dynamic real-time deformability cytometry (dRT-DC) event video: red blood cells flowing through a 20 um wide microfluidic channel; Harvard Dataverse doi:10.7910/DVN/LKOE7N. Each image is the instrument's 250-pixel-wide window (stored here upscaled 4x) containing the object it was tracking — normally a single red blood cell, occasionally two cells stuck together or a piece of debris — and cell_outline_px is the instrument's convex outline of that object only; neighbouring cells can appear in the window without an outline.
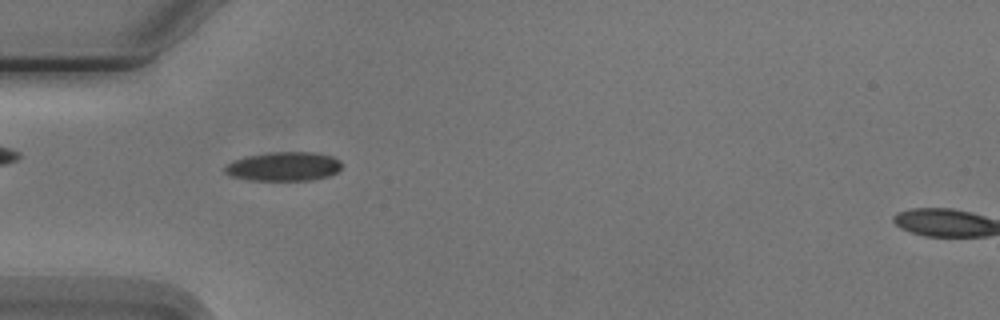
{"species": "Egyptian fruit bat (a non-hibernating species)", "species_latin": "Rousettus aegyptiacus", "temperature_condition": "cold", "stored_images_in_passage": 5, "camera_frame_rate_fps": 3000, "um_per_image_px": 0.085, "animal": {"sex": "male"}, "frame": {"image": 1, "passage_image": 4, "time_ms": 3.667, "image_size_px": [1000, 320], "cell_outline_px": [[340, 168], [336, 172], [328, 176], [312, 180], [248, 180], [232, 176], [224, 172], [224, 168], [232, 160], [248, 156], [272, 152], [312, 152], [332, 156], [340, 160]], "centroid_in_image_um": [24.1, 14.15], "position_along_channel_um": 60.9, "area_um2": 19.65}}
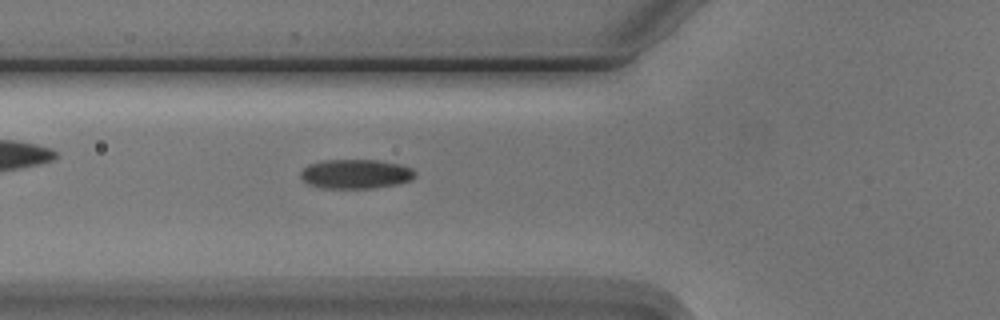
{"frame": {"image": 2, "passage_image": 5, "time_ms": 4.667, "image_size_px": [1000, 320], "cell_outline_px": [[416, 176], [412, 180], [400, 184], [376, 188], [320, 188], [308, 184], [300, 180], [300, 172], [308, 164], [324, 160], [376, 160], [400, 164], [412, 168], [416, 172]], "centroid_in_image_um": [30.24, 14.8], "position_along_channel_um": 95.6, "area_um2": 19.94}}